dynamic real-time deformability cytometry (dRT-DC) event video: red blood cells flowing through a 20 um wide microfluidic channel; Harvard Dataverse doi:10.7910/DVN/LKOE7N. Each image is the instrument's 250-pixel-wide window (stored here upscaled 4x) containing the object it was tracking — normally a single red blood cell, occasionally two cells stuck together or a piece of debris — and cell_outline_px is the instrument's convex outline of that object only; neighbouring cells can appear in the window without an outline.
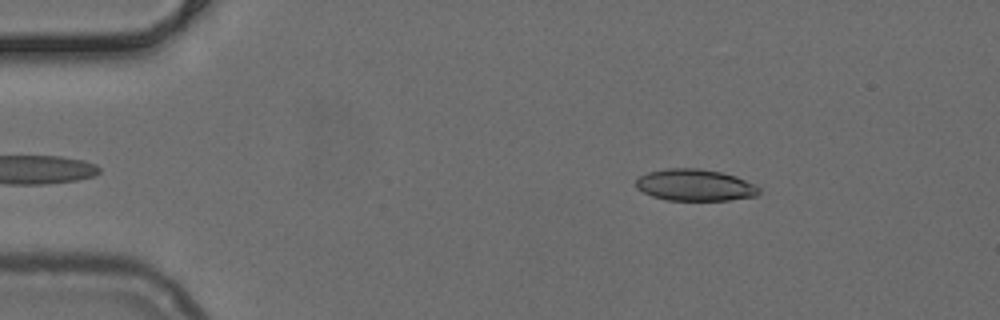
{"species": "common noctule bat (a hibernating species)", "species_latin": "Nyctalus noctula", "temperature_condition": "cold", "stored_images_in_passage": 45, "camera_frame_rate_fps": 3000, "um_per_image_px": 0.085, "animal": {"sex": "female", "body_mass_g": 24.6, "forearm_length_mm": 56.2}, "frame": {"image": 1, "passage_image": 2, "time_ms": 0.333, "image_size_px": [1000, 320], "cell_outline_px": [[760, 192], [756, 196], [728, 200], [668, 200], [652, 196], [636, 188], [636, 180], [640, 176], [648, 172], [664, 168], [700, 168], [720, 172], [736, 176], [756, 184], [760, 188]], "centroid_in_image_um": [59.09, 15.72], "position_along_channel_um": 25.9, "area_um2": 22.83}}
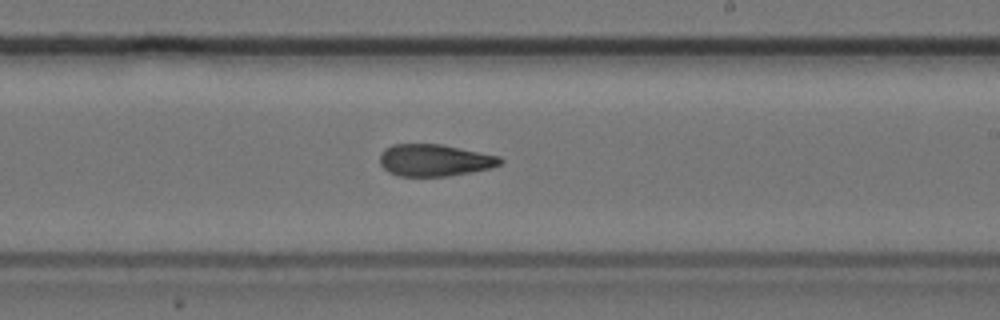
{"frame": {"image": 2, "passage_image": 24, "time_ms": 7.667, "image_size_px": [1000, 320], "cell_outline_px": [[504, 160], [500, 164], [492, 168], [472, 172], [448, 176], [400, 176], [388, 172], [380, 164], [380, 152], [384, 148], [392, 144], [440, 144], [500, 156]], "centroid_in_image_um": [36.93, 13.62], "position_along_channel_um": 252.1, "area_um2": 22.54}}
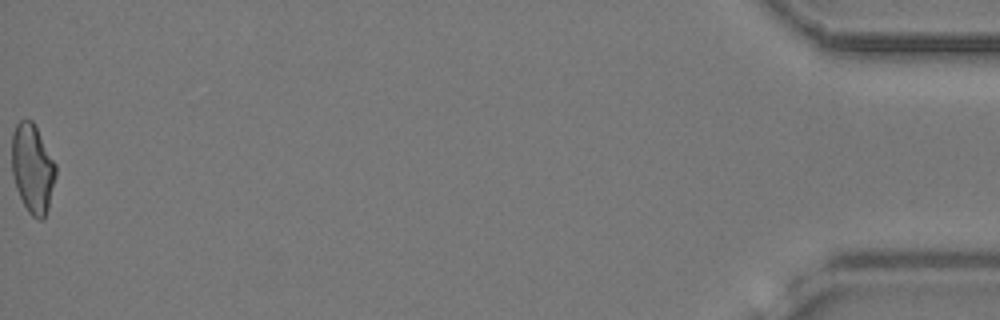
{"frame": {"image": 3, "passage_image": 45, "time_ms": 14.667, "image_size_px": [1000, 320], "cell_outline_px": [[56, 176], [48, 208], [44, 220], [40, 220], [32, 216], [28, 212], [16, 188], [12, 176], [12, 132], [16, 124], [20, 120], [32, 120], [56, 164]], "centroid_in_image_um": [2.76, 14.34], "position_along_channel_um": 432.4, "area_um2": 22.77}}